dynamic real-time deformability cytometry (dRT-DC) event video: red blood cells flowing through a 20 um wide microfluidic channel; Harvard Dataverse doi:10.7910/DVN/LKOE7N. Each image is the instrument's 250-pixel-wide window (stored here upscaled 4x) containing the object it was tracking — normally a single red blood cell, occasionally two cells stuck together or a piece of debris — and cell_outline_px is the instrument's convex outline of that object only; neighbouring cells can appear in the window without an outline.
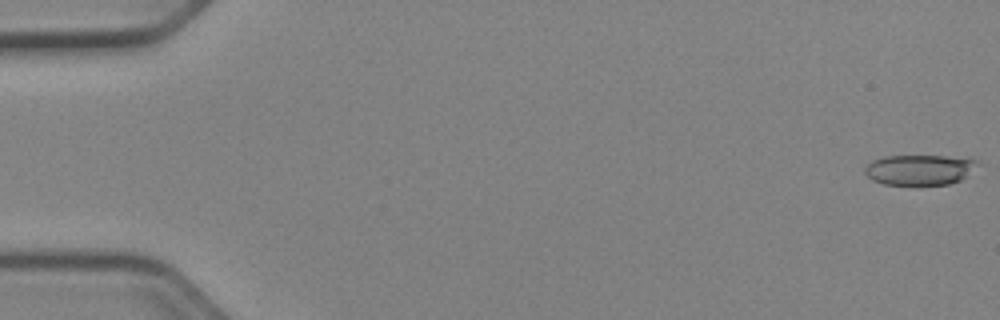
{"species": "Egyptian fruit bat (a non-hibernating species)", "species_latin": "Rousettus aegyptiacus", "temperature_condition": "cold", "stored_images_in_passage": 41, "camera_frame_rate_fps": 3000, "um_per_image_px": 0.085, "animal": {"sex": "female"}, "frame": {"image": 1, "passage_image": 1, "time_ms": 0.0, "image_size_px": [1000, 320], "cell_outline_px": [[980, 164], [960, 180], [948, 184], [916, 188], [884, 184], [872, 180], [864, 172], [864, 168], [872, 160], [884, 156], [944, 156], [976, 160]], "centroid_in_image_um": [78.11, 14.48], "position_along_channel_um": 6.9, "area_um2": 20.58}}
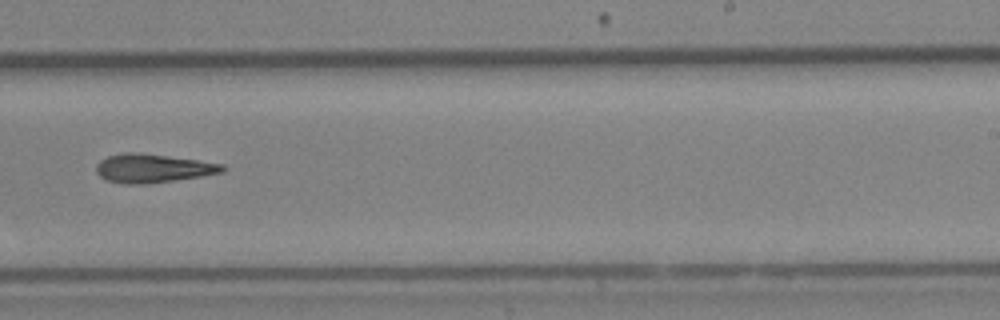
{"frame": {"image": 2, "passage_image": 22, "time_ms": 7.0, "image_size_px": [1000, 320], "cell_outline_px": [[228, 168], [224, 172], [200, 176], [148, 184], [128, 184], [108, 180], [100, 176], [96, 172], [96, 164], [100, 160], [108, 156], [124, 152], [136, 152], [196, 160], [224, 164]], "centroid_in_image_um": [12.99, 14.3], "position_along_channel_um": 276.0, "area_um2": 20.92}}
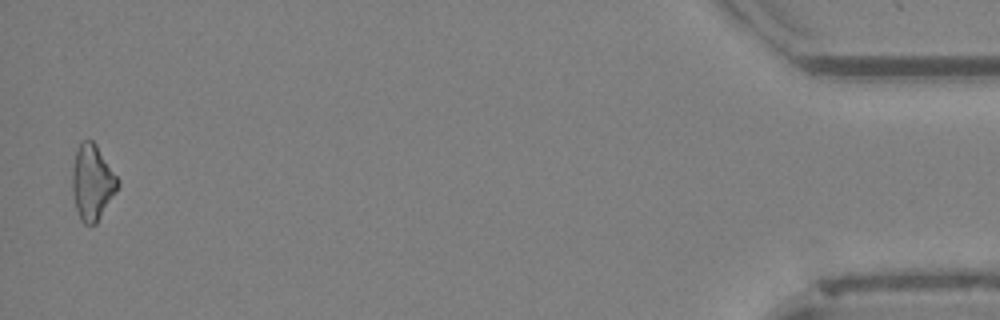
{"frame": {"image": 3, "passage_image": 40, "time_ms": 13.0, "image_size_px": [1000, 320], "cell_outline_px": [[120, 184], [116, 192], [96, 224], [84, 224], [80, 220], [76, 208], [72, 192], [72, 168], [76, 152], [80, 144], [84, 140], [92, 140], [96, 144], [120, 180]], "centroid_in_image_um": [7.85, 15.51], "position_along_channel_um": 427.3, "area_um2": 20.0}, "authors_computed_cell_mechanics": {"area_um2": 20.4034, "velocity_mm_per_s": 3.9803, "shape_relaxation_time_tau1_ms": 7.9578, "shape_relaxation_time_tau2_ms": null, "deformation_change_tau1": 0.1745, "deformation_change_tau2": null}}